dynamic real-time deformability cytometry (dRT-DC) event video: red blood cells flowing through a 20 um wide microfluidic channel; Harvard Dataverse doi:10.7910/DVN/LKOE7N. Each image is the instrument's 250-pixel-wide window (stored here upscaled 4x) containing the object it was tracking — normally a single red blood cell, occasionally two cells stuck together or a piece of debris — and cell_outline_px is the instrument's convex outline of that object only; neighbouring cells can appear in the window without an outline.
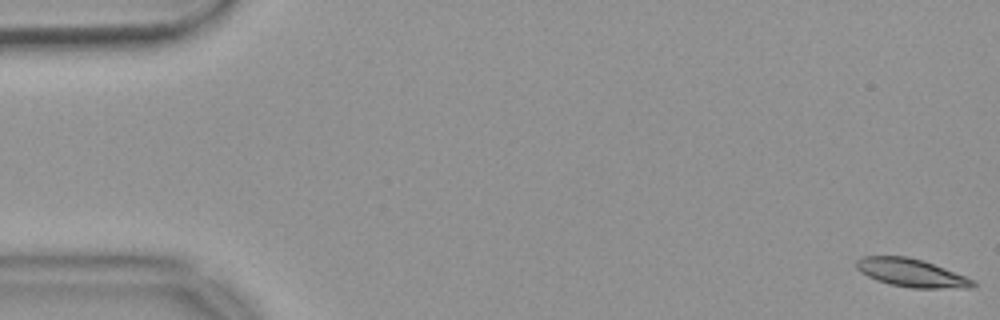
{"species": "common noctule bat (a hibernating species)", "species_latin": "Nyctalus noctula", "temperature_condition": "warm", "stored_images_in_passage": 55, "camera_frame_rate_fps": 3000, "um_per_image_px": 0.085, "animal": {"sex": "female", "body_mass_g": 18.4}, "frame": {"image": 1, "passage_image": 1, "time_ms": 0.0, "image_size_px": [1000, 320], "cell_outline_px": [[976, 284], [972, 288], [912, 288], [888, 284], [876, 280], [860, 272], [856, 268], [856, 260], [864, 256], [908, 256], [924, 260], [976, 280]], "centroid_in_image_um": [77.48, 23.19], "position_along_channel_um": 7.5, "area_um2": 19.31}}
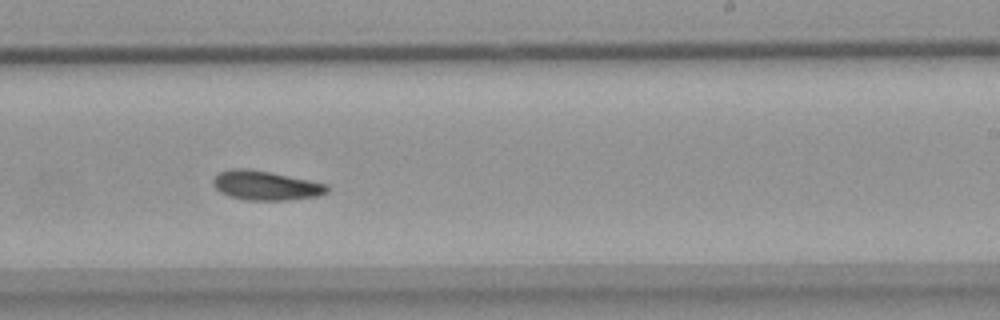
{"frame": {"image": 2, "passage_image": 34, "time_ms": 11.0, "image_size_px": [1000, 320], "cell_outline_px": [[328, 192], [316, 196], [288, 200], [244, 200], [228, 196], [220, 192], [212, 184], [212, 180], [220, 172], [228, 168], [244, 168], [272, 172], [328, 184]], "centroid_in_image_um": [22.56, 15.76], "position_along_channel_um": 266.4, "area_um2": 19.59}}
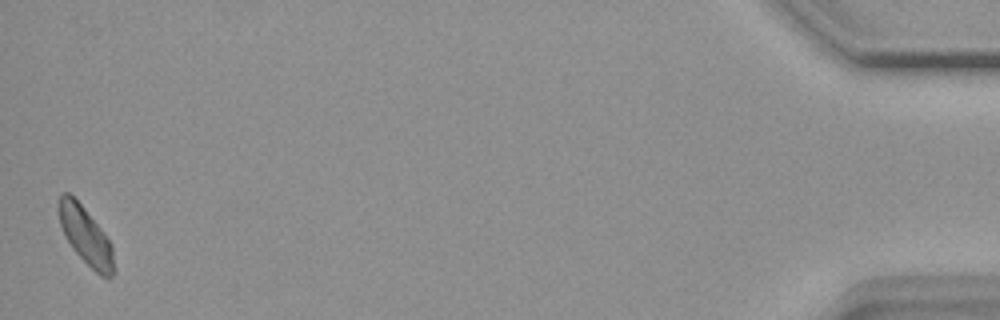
{"frame": {"image": 3, "passage_image": 55, "time_ms": 18.0, "image_size_px": [1000, 320], "cell_outline_px": [[116, 272], [108, 280], [100, 276], [72, 248], [64, 236], [60, 224], [56, 208], [60, 196], [64, 192], [68, 192], [80, 204], [100, 228], [108, 240], [112, 248], [116, 268]], "centroid_in_image_um": [7.28, 20.09], "position_along_channel_um": 427.9, "area_um2": 18.5}, "authors_computed_cell_mechanics": {"area_um2": 19.3052, "velocity_mm_per_s": 3.6361, "shape_relaxation_time_tau1_ms": 6.9821, "shape_relaxation_time_tau2_ms": null, "deformation_change_tau1": 0.1531, "deformation_change_tau2": null}}